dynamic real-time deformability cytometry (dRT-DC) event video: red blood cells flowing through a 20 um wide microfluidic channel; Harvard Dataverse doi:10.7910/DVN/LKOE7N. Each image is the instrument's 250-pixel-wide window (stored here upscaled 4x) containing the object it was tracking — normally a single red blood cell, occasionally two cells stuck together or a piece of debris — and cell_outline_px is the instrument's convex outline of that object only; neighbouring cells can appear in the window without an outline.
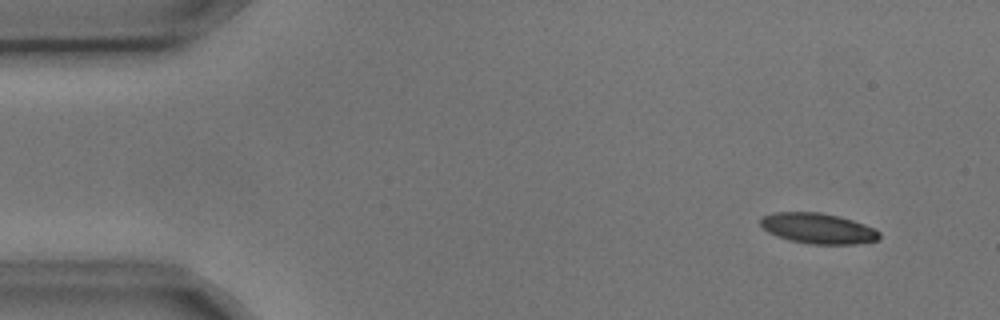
{"species": "common noctule bat (a hibernating species)", "species_latin": "Nyctalus noctula", "temperature_condition": "cold", "stored_images_in_passage": 4, "camera_frame_rate_fps": 3000, "um_per_image_px": 0.085, "animal": {"sex": "male", "body_mass_g": 17.9, "forearm_length_mm": 54.2}, "frame": {"image": 1, "passage_image": 1, "time_ms": 0.0, "image_size_px": [1000, 320], "cell_outline_px": [[880, 240], [856, 244], [812, 244], [788, 240], [776, 236], [768, 232], [760, 224], [760, 216], [772, 212], [820, 212], [840, 216], [864, 224], [880, 232]], "centroid_in_image_um": [69.51, 19.41], "position_along_channel_um": 15.5, "area_um2": 21.33}}
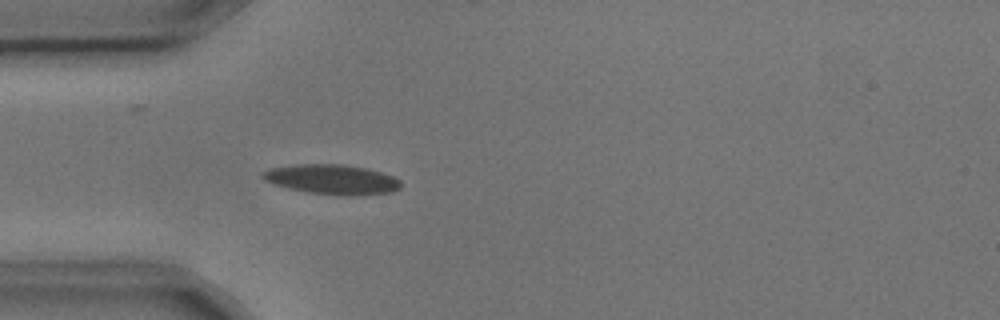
{"frame": {"image": 2, "passage_image": 4, "time_ms": 1.0, "image_size_px": [1000, 320], "cell_outline_px": [[400, 188], [392, 192], [344, 196], [340, 196], [304, 192], [272, 184], [264, 180], [260, 176], [260, 172], [268, 168], [292, 164], [344, 164], [364, 168], [380, 172], [392, 176], [400, 180]], "centroid_in_image_um": [28.13, 15.25], "position_along_channel_um": 56.9, "area_um2": 24.28}}